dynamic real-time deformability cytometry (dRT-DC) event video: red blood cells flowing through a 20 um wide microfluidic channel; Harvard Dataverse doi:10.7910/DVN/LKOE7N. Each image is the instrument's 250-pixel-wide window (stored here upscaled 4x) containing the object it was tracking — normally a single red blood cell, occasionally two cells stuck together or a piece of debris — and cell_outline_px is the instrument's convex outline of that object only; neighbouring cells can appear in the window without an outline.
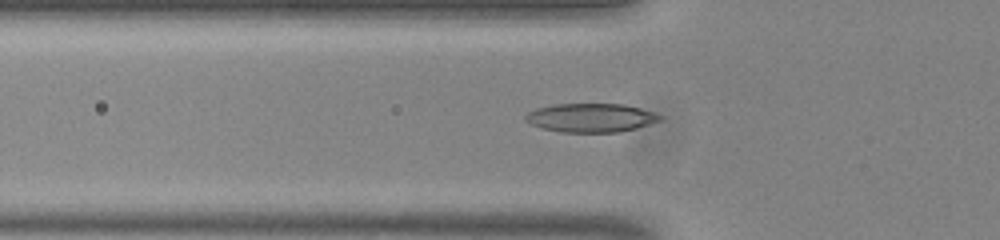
{"species": "common noctule bat (a hibernating species)", "species_latin": "Nyctalus noctula", "temperature_condition": "room temperature", "stored_images_in_passage": 29, "camera_frame_rate_fps": 3000, "um_per_image_px": 0.085, "animal": {"sex": "male", "body_mass_g": 20.0, "forearm_length_mm": 53.3}, "frame": {"image": 1, "passage_image": 18, "time_ms": 5.667, "image_size_px": [1000, 240], "cell_outline_px": [[664, 116], [660, 120], [636, 128], [620, 132], [560, 132], [544, 128], [532, 124], [524, 120], [524, 116], [528, 112], [536, 108], [552, 104], [624, 104], [656, 112]], "centroid_in_image_um": [50.23, 10.0], "position_along_channel_um": 75.6, "area_um2": 22.6}}
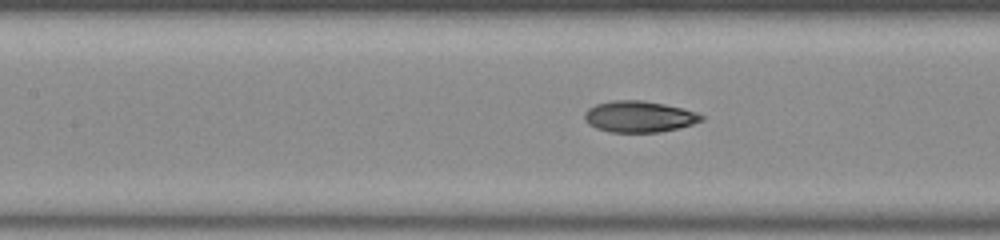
{"frame": {"image": 2, "passage_image": 24, "time_ms": 7.667, "image_size_px": [1000, 240], "cell_outline_px": [[704, 120], [680, 128], [660, 132], [608, 132], [596, 128], [588, 124], [584, 120], [584, 112], [588, 108], [596, 104], [612, 100], [640, 100], [664, 104], [684, 108], [696, 112], [704, 116]], "centroid_in_image_um": [54.32, 9.91], "position_along_channel_um": 153.1, "area_um2": 21.5}}
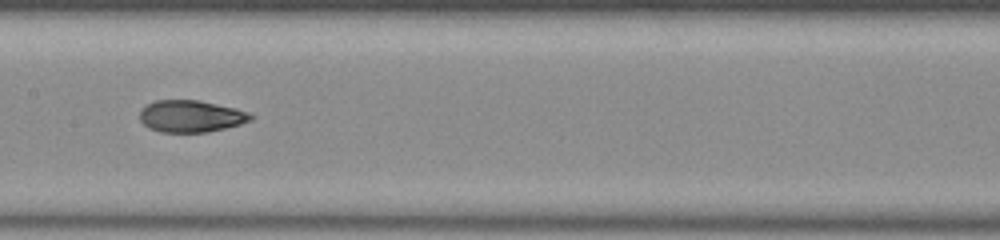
{"frame": {"image": 3, "passage_image": 27, "time_ms": 8.667, "image_size_px": [1000, 240], "cell_outline_px": [[256, 116], [252, 120], [240, 124], [208, 132], [160, 132], [148, 128], [140, 120], [140, 108], [156, 100], [200, 100], [236, 108], [248, 112]], "centroid_in_image_um": [16.24, 9.87], "position_along_channel_um": 191.2, "area_um2": 20.81}}